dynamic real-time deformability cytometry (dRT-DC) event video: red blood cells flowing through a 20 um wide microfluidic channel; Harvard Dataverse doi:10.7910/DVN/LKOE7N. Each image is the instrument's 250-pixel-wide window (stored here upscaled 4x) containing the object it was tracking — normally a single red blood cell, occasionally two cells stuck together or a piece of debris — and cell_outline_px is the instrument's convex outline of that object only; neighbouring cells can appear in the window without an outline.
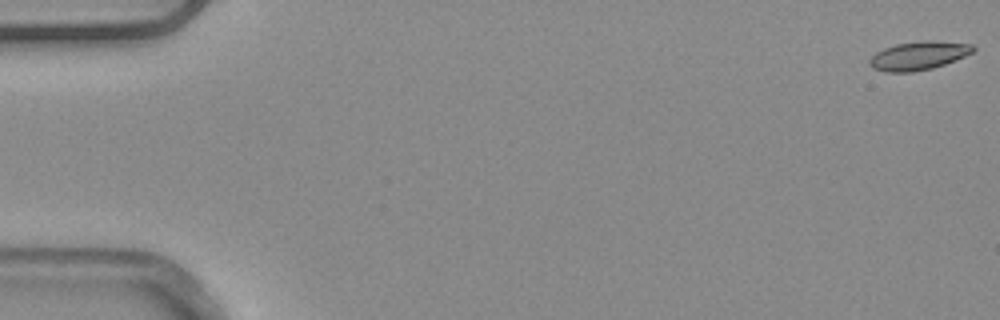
{"species": "common noctule bat (a hibernating species)", "species_latin": "Nyctalus noctula", "temperature_condition": "warm", "stored_images_in_passage": 53, "camera_frame_rate_fps": 3000, "um_per_image_px": 0.085, "animal": {"sex": "male", "body_mass_g": 20.4}, "frame": {"image": 1, "passage_image": 1, "time_ms": 0.0, "image_size_px": [1000, 320], "cell_outline_px": [[976, 48], [972, 52], [964, 56], [944, 64], [932, 68], [912, 72], [884, 72], [872, 68], [868, 64], [868, 60], [876, 52], [884, 48], [896, 44], [924, 40], [928, 40], [972, 44]], "centroid_in_image_um": [78.03, 4.73], "position_along_channel_um": 7.0, "area_um2": 17.17}}
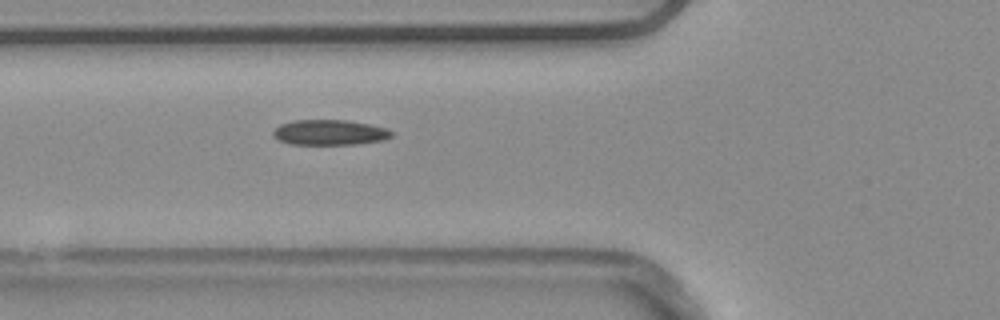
{"frame": {"image": 2, "passage_image": 20, "time_ms": 6.333, "image_size_px": [1000, 320], "cell_outline_px": [[392, 136], [384, 140], [356, 144], [292, 144], [276, 140], [272, 136], [272, 132], [280, 124], [292, 120], [348, 120], [388, 128], [392, 132]], "centroid_in_image_um": [27.99, 11.25], "position_along_channel_um": 97.8, "area_um2": 17.57}}
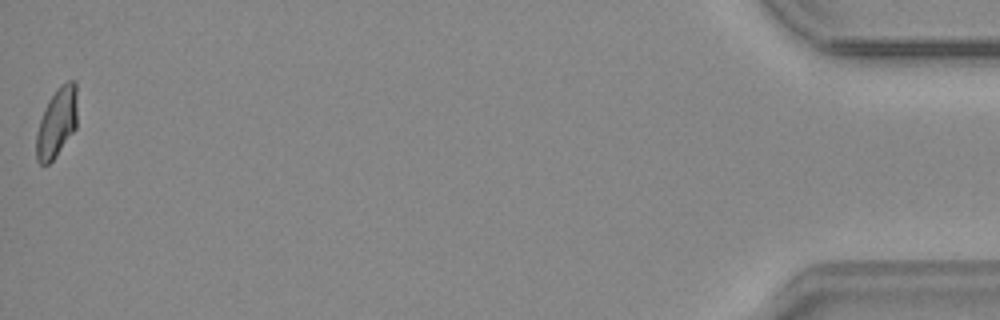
{"frame": {"image": 3, "passage_image": 53, "time_ms": 17.333, "image_size_px": [1000, 320], "cell_outline_px": [[76, 128], [56, 156], [48, 164], [40, 164], [36, 160], [36, 132], [44, 108], [48, 100], [56, 88], [60, 84], [68, 80], [76, 80]], "centroid_in_image_um": [4.81, 10.39], "position_along_channel_um": 430.4, "area_um2": 16.7}, "authors_computed_cell_mechanics": {"area_um2": 17.051, "velocity_mm_per_s": 3.8861, "shape_relaxation_time_tau1_ms": null, "shape_relaxation_time_tau2_ms": 1.9303, "deformation_change_tau1": null, "deformation_change_tau2": 0.0748}}